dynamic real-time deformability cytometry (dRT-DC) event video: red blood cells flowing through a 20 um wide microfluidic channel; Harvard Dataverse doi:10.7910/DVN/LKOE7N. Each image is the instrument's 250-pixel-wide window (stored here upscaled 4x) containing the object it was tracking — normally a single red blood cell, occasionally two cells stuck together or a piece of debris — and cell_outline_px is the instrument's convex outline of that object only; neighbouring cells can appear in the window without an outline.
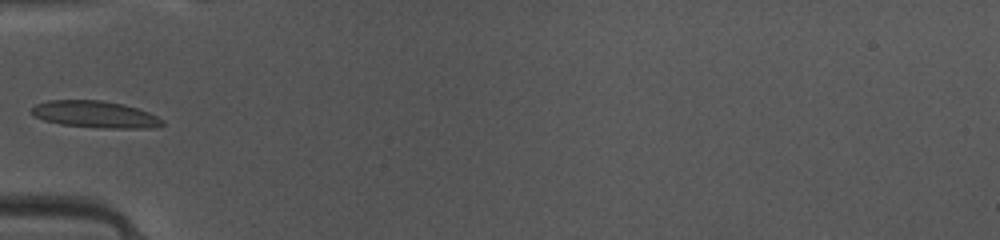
{"species": "common noctule bat (a hibernating species)", "species_latin": "Nyctalus noctula", "temperature_condition": "warm", "stored_images_in_passage": 33, "camera_frame_rate_fps": 3000, "um_per_image_px": 0.085, "animal": {"sex": "female", "body_mass_g": 10.0, "forearm_length_mm": 53.1}, "frame": {"image": 1, "passage_image": 1, "time_ms": 0.0, "image_size_px": [1000, 240], "cell_outline_px": [[164, 124], [156, 128], [104, 128], [60, 124], [44, 120], [36, 116], [32, 112], [32, 108], [36, 104], [48, 100], [100, 100], [124, 104], [148, 112], [164, 120]], "centroid_in_image_um": [8.12, 9.72], "position_along_channel_um": 76.9, "area_um2": 20.35}}
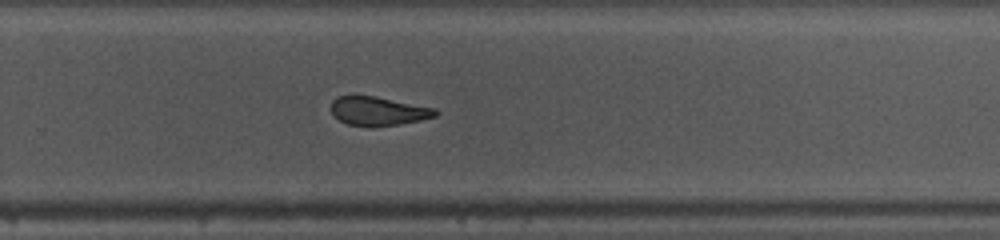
{"frame": {"image": 2, "passage_image": 17, "time_ms": 5.333, "image_size_px": [1000, 240], "cell_outline_px": [[440, 112], [436, 116], [420, 120], [400, 124], [368, 128], [348, 124], [332, 116], [332, 100], [336, 96], [376, 96], [436, 108]], "centroid_in_image_um": [32.16, 9.46], "position_along_channel_um": 297.6, "area_um2": 17.8}}
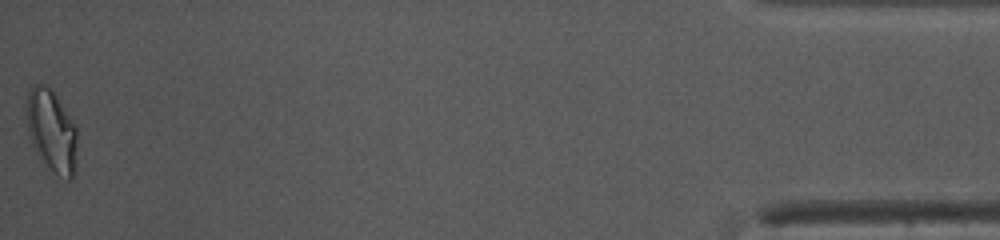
{"frame": {"image": 3, "passage_image": 33, "time_ms": 10.667, "image_size_px": [1000, 240], "cell_outline_px": [[76, 140], [72, 176], [68, 180], [56, 172], [36, 152], [32, 144], [28, 132], [24, 108], [28, 92], [32, 84], [44, 84], [52, 88], [76, 128]], "centroid_in_image_um": [4.31, 10.99], "position_along_channel_um": 430.9, "area_um2": 23.7}}